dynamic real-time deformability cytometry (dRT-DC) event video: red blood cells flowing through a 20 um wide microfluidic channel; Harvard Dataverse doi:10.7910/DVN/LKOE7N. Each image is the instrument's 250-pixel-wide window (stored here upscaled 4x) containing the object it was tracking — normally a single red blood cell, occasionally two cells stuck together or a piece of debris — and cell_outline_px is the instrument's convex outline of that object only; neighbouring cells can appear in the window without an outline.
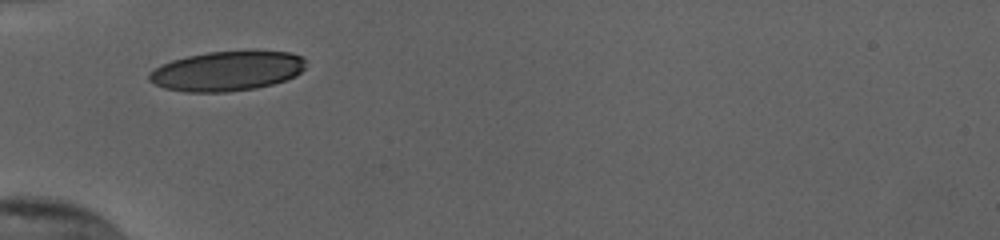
{"species": "human", "species_latin": "Homo sapiens", "temperature_condition": "cold", "stored_images_in_passage": 27, "camera_frame_rate_fps": 3000, "um_per_image_px": 0.085, "donor": {"sex": "female"}, "frame": {"image": 1, "passage_image": 1, "time_ms": 0.0, "image_size_px": [1000, 240], "cell_outline_px": [[304, 68], [296, 76], [272, 84], [256, 88], [228, 92], [184, 92], [164, 88], [148, 80], [148, 72], [160, 64], [172, 60], [188, 56], [208, 52], [292, 52], [304, 56]], "centroid_in_image_um": [19.25, 6.05], "position_along_channel_um": 65.7, "area_um2": 36.13}}
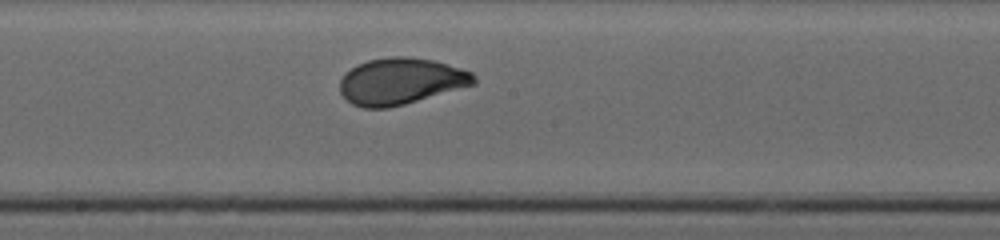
{"frame": {"image": 2, "passage_image": 13, "time_ms": 4.0, "image_size_px": [1000, 240], "cell_outline_px": [[476, 84], [404, 104], [388, 108], [364, 108], [352, 104], [340, 92], [340, 80], [344, 72], [356, 64], [368, 60], [388, 56], [408, 56], [432, 60], [448, 64], [472, 72], [476, 76]], "centroid_in_image_um": [34.05, 6.89], "position_along_channel_um": 214.1, "area_um2": 36.47}}
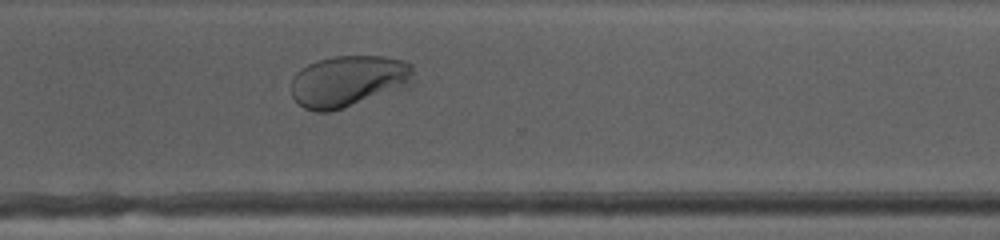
{"frame": {"image": 3, "passage_image": 23, "time_ms": 7.333, "image_size_px": [1000, 240], "cell_outline_px": [[416, 84], [408, 88], [332, 112], [316, 112], [304, 108], [292, 96], [292, 76], [300, 68], [316, 60], [332, 56], [384, 56], [404, 60], [412, 64], [416, 76]], "centroid_in_image_um": [29.71, 6.9], "position_along_channel_um": 340.9, "area_um2": 37.92}, "authors_computed_cell_mechanics": {"area_um2": 36.125, "velocity_mm_per_s": 3.8126, "shape_relaxation_time_tau1_ms": 3.6544, "shape_relaxation_time_tau2_ms": null, "deformation_change_tau1": 0.1624, "deformation_change_tau2": null}}